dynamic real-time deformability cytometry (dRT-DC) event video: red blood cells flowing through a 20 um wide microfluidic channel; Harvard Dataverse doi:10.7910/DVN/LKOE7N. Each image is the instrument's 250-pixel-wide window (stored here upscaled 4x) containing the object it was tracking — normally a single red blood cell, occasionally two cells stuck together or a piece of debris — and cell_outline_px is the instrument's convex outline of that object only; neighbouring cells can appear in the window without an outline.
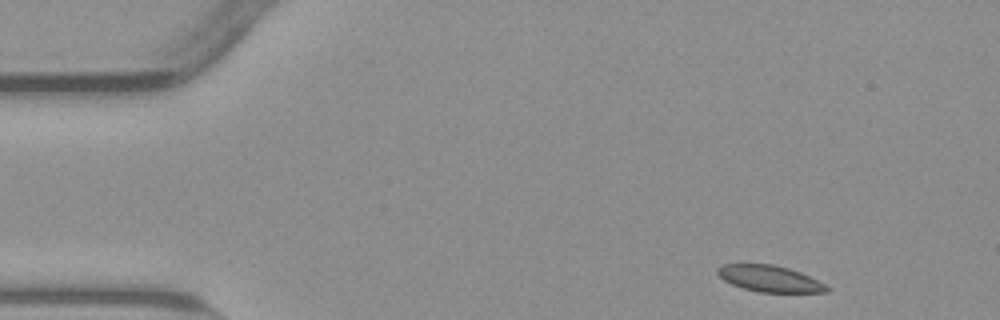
{"species": "common noctule bat (a hibernating species)", "species_latin": "Nyctalus noctula", "temperature_condition": "warm", "stored_images_in_passage": 49, "camera_frame_rate_fps": 3000, "um_per_image_px": 0.085, "animal": {"sex": "male", "body_mass_g": 23.1, "forearm_length_mm": 52.7}, "frame": {"image": 1, "passage_image": 1, "time_ms": 0.0, "image_size_px": [1000, 320], "cell_outline_px": [[828, 292], [760, 292], [744, 288], [732, 284], [724, 280], [716, 272], [716, 268], [724, 264], [772, 264], [788, 268], [800, 272], [824, 284], [828, 288]], "centroid_in_image_um": [65.38, 23.68], "position_along_channel_um": 19.6, "area_um2": 16.47}}
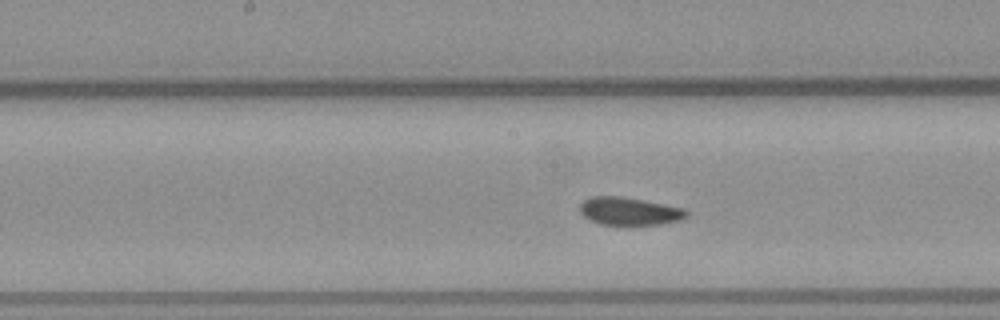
{"frame": {"image": 2, "passage_image": 22, "time_ms": 7.0, "image_size_px": [1000, 320], "cell_outline_px": [[688, 216], [676, 220], [660, 224], [600, 224], [584, 216], [580, 212], [580, 204], [584, 200], [592, 196], [620, 196], [644, 200], [684, 208], [688, 212]], "centroid_in_image_um": [53.48, 17.93], "position_along_channel_um": 194.7, "area_um2": 16.99}}
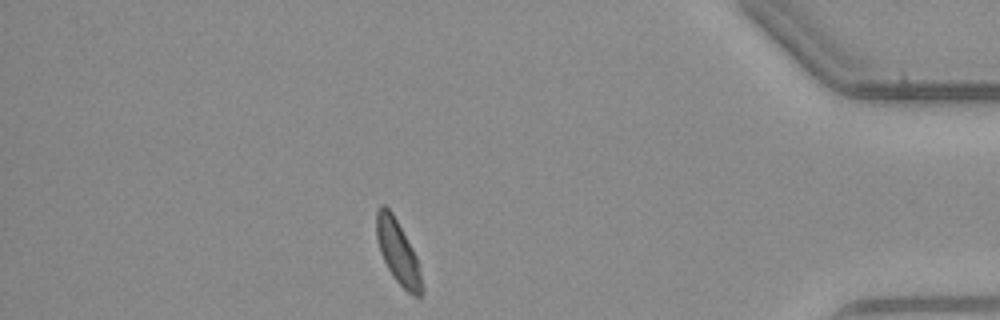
{"frame": {"image": 3, "passage_image": 42, "time_ms": 13.667, "image_size_px": [1000, 320], "cell_outline_px": [[424, 292], [420, 296], [412, 296], [396, 280], [388, 268], [380, 252], [376, 236], [376, 212], [380, 204], [384, 204], [392, 212], [412, 248], [416, 256], [424, 288]], "centroid_in_image_um": [33.82, 21.43], "position_along_channel_um": 401.4, "area_um2": 16.65}, "authors_computed_cell_mechanics": {"area_um2": 17.4556, "velocity_mm_per_s": 3.7822, "shape_relaxation_time_tau1_ms": 3.3708, "shape_relaxation_time_tau2_ms": 2.8572, "deformation_change_tau1": 0.0896, "deformation_change_tau2": 0.0692}}